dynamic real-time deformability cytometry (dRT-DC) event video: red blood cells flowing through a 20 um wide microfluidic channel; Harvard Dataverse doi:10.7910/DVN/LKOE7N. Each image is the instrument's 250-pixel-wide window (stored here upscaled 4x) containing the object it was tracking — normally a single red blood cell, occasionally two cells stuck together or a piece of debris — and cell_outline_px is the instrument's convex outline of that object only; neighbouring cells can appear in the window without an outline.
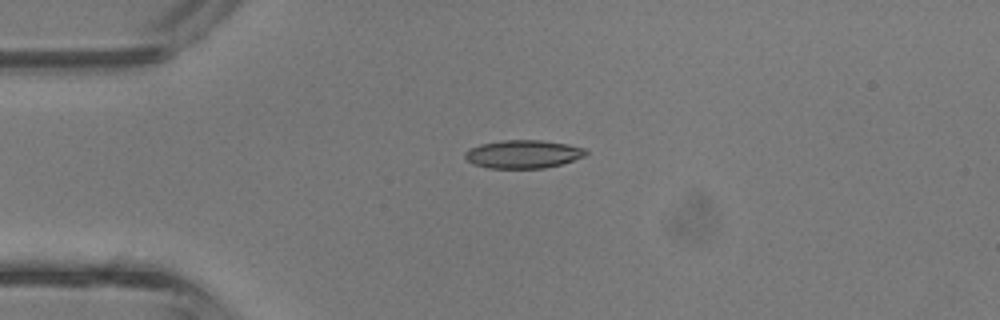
{"species": "common noctule bat (a hibernating species)", "species_latin": "Nyctalus noctula", "temperature_condition": "room temperature", "stored_images_in_passage": 1, "camera_frame_rate_fps": 3000, "um_per_image_px": 0.085, "animal": {"sex": "male", "body_mass_g": 13.3}, "frame": {"image": 1, "passage_image": 1, "time_ms": 0.0, "image_size_px": [1000, 320], "cell_outline_px": [[588, 152], [584, 156], [560, 164], [544, 168], [488, 168], [472, 164], [464, 156], [464, 152], [468, 148], [480, 144], [504, 140], [540, 140], [568, 144], [584, 148]], "centroid_in_image_um": [44.42, 13.1], "position_along_channel_um": 40.6, "area_um2": 19.83}}